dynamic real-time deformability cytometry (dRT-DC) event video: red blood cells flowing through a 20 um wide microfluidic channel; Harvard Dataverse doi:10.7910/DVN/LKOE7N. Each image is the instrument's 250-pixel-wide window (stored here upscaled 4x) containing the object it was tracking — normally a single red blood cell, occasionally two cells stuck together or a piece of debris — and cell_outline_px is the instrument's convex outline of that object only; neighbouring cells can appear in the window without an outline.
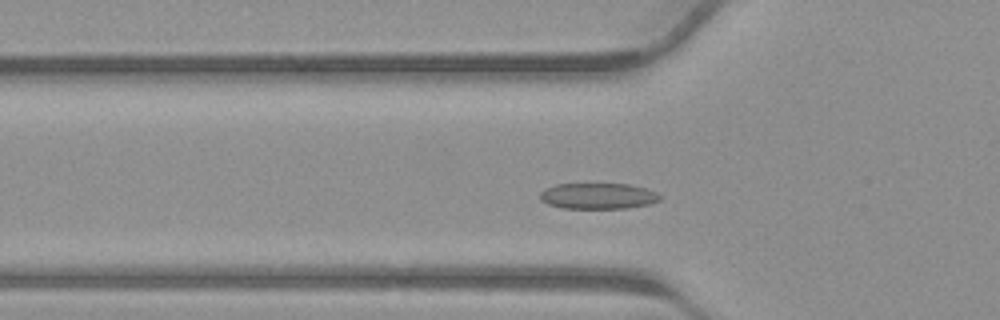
{"species": "common noctule bat (a hibernating species)", "species_latin": "Nyctalus noctula", "temperature_condition": "warm", "stored_images_in_passage": 31, "camera_frame_rate_fps": 3000, "um_per_image_px": 0.085, "animal": {"sex": "male", "body_mass_g": 23.1, "forearm_length_mm": 52.7}, "frame": {"image": 1, "passage_image": 5, "time_ms": 1.333, "image_size_px": [1000, 320], "cell_outline_px": [[648, 200], [636, 204], [612, 208], [572, 208], [556, 204], [548, 200], [568, 184], [612, 184], [632, 188]], "centroid_in_image_um": [50.72, 16.69], "position_along_channel_um": 75.1, "area_um2": 13.29}}
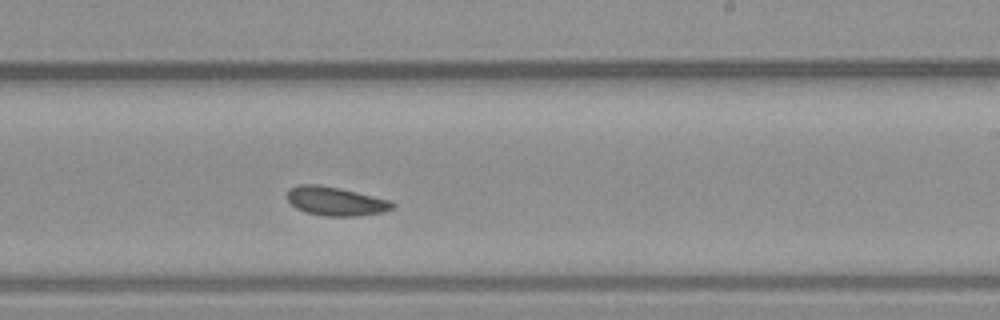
{"frame": {"image": 2, "passage_image": 16, "time_ms": 5.0, "image_size_px": [1000, 320], "cell_outline_px": [[392, 204], [384, 208], [368, 212], [312, 212], [300, 208], [288, 196], [296, 188], [332, 188], [380, 200]], "centroid_in_image_um": [28.42, 17.08], "position_along_channel_um": 260.6, "area_um2": 12.89}}
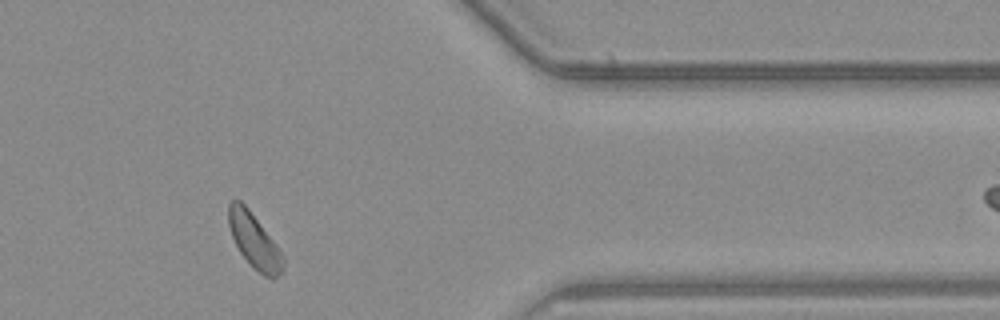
{"frame": {"image": 3, "passage_image": 25, "time_ms": 8.0, "image_size_px": [1000, 320], "cell_outline_px": [[264, 272], [256, 268], [244, 256], [232, 232], [228, 216], [240, 204], [252, 216], [260, 228], [264, 236]], "centroid_in_image_um": [21.1, 20.1], "position_along_channel_um": 390.3, "area_um2": 10.0}}